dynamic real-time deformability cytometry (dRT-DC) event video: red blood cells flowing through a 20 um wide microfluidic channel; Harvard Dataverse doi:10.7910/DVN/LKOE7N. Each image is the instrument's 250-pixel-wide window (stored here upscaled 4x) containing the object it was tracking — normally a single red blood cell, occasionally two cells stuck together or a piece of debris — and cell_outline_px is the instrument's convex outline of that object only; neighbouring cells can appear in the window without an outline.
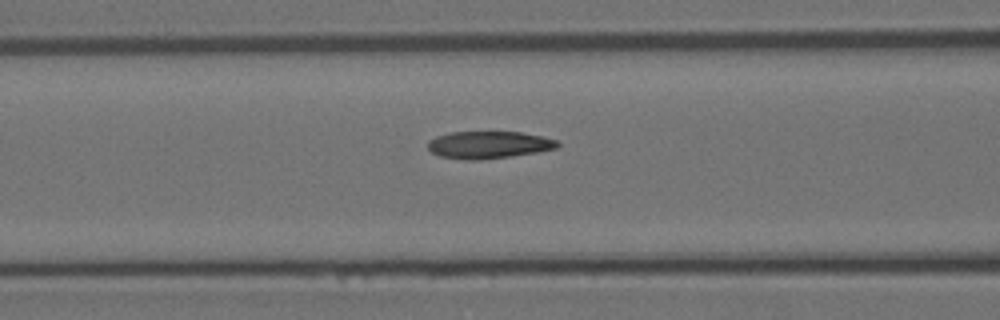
{"species": "Egyptian fruit bat (a non-hibernating species)", "species_latin": "Rousettus aegyptiacus", "temperature_condition": "room temperature", "stored_images_in_passage": 17, "camera_frame_rate_fps": 3000, "um_per_image_px": 0.085, "animal": {"sex": "female"}, "frame": {"image": 1, "passage_image": 15, "time_ms": 4.667, "image_size_px": [1000, 320], "cell_outline_px": [[560, 144], [556, 148], [536, 152], [480, 160], [468, 160], [440, 156], [432, 152], [428, 148], [428, 140], [436, 136], [448, 132], [520, 132], [540, 136], [556, 140]], "centroid_in_image_um": [41.49, 12.3], "position_along_channel_um": 125.1, "area_um2": 20.4}}